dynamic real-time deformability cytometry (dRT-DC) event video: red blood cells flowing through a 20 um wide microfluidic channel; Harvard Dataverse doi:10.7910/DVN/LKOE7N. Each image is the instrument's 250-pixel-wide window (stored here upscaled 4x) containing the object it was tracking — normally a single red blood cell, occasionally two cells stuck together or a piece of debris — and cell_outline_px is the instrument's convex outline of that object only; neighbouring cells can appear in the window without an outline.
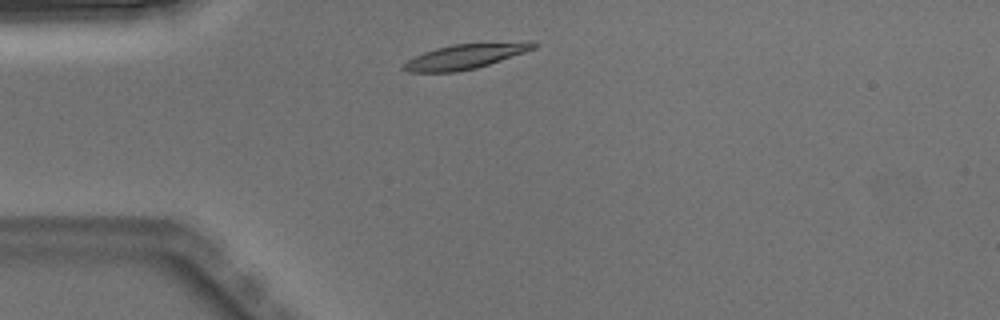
{"species": "Egyptian fruit bat (a non-hibernating species)", "species_latin": "Rousettus aegyptiacus", "temperature_condition": "warm", "stored_images_in_passage": 1, "camera_frame_rate_fps": 3000, "um_per_image_px": 0.085, "animal": {"sex": "male"}, "frame": {"image": 1, "passage_image": 1, "time_ms": 0.0, "image_size_px": [1000, 320], "cell_outline_px": [[540, 44], [536, 48], [476, 68], [456, 72], [408, 72], [400, 68], [408, 60], [424, 52], [436, 48], [452, 44], [528, 40], [536, 40]], "centroid_in_image_um": [39.64, 4.76], "position_along_channel_um": 45.4, "area_um2": 19.19}}